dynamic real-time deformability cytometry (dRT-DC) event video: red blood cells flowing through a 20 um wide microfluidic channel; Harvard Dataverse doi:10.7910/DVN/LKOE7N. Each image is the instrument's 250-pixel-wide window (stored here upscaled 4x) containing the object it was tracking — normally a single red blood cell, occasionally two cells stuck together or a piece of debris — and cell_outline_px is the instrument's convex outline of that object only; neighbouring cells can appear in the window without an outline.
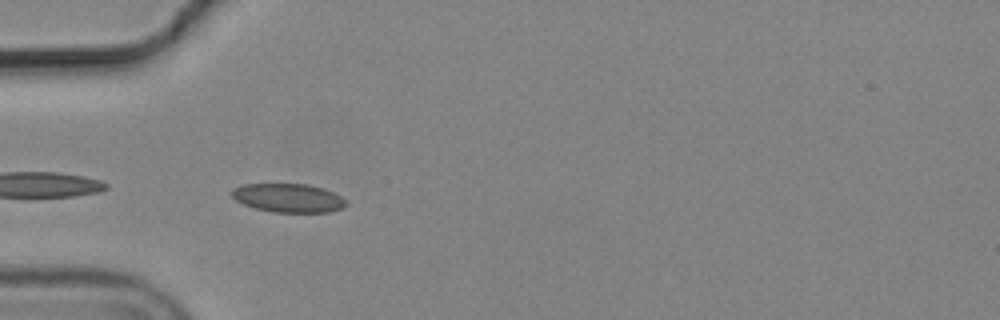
{"species": "common noctule bat (a hibernating species)", "species_latin": "Nyctalus noctula", "temperature_condition": "cold", "stored_images_in_passage": 9, "camera_frame_rate_fps": 3000, "um_per_image_px": 0.085, "animal": {"sex": "male", "body_mass_g": 19.2, "forearm_length_mm": 51.8}, "frame": {"image": 1, "passage_image": 2, "time_ms": 0.333, "image_size_px": [1000, 320], "cell_outline_px": [[348, 204], [340, 208], [328, 212], [276, 212], [256, 208], [244, 204], [236, 200], [232, 196], [232, 188], [244, 184], [308, 184], [324, 188], [340, 196]], "centroid_in_image_um": [24.5, 16.81], "position_along_channel_um": 60.5, "area_um2": 18.9}}